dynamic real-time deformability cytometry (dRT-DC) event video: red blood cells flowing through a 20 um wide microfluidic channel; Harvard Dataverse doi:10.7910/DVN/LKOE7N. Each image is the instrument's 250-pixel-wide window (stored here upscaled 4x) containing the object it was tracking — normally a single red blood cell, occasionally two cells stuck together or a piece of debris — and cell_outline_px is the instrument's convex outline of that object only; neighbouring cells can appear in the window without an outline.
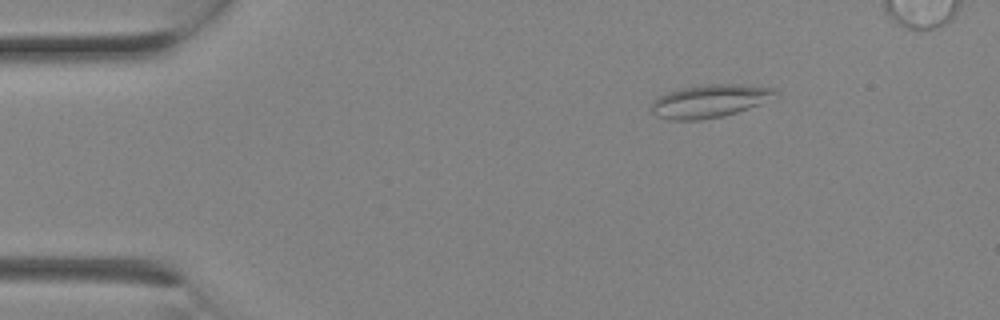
{"species": "Egyptian fruit bat (a non-hibernating species)", "species_latin": "Rousettus aegyptiacus", "temperature_condition": "room temperature", "stored_images_in_passage": 2, "camera_frame_rate_fps": 3000, "um_per_image_px": 0.085, "animal": {"sex": "female"}, "frame": {"image": 1, "passage_image": 2, "time_ms": 0.333, "image_size_px": [1000, 320], "cell_outline_px": [[780, 96], [760, 104], [724, 116], [700, 120], [668, 120], [656, 116], [652, 112], [652, 100], [656, 96], [680, 88], [704, 84], [744, 84], [776, 88]], "centroid_in_image_um": [60.34, 8.58], "position_along_channel_um": 24.7, "area_um2": 24.28}}